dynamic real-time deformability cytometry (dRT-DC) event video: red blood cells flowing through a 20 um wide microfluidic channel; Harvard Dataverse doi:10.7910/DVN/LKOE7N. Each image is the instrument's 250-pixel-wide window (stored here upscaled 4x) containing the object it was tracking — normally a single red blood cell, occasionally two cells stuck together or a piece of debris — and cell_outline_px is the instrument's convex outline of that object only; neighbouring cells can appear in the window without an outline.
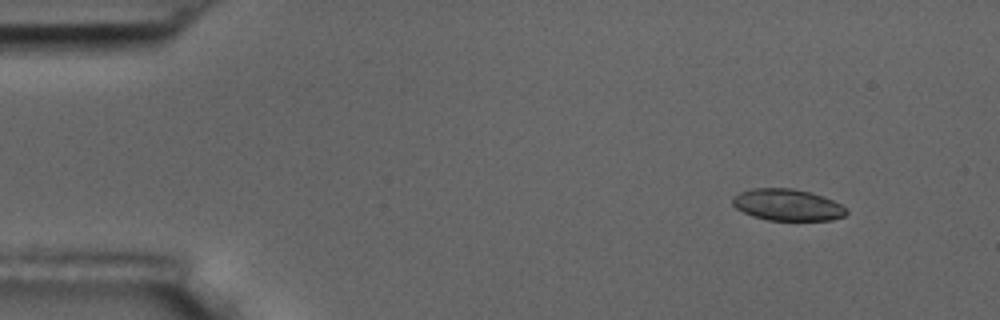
{"species": "common noctule bat (a hibernating species)", "species_latin": "Nyctalus noctula", "temperature_condition": "room temperature", "stored_images_in_passage": 5, "camera_frame_rate_fps": 3000, "um_per_image_px": 0.085, "animal": {"sex": "male", "body_mass_g": 17.5, "forearm_length_mm": 52.3}, "frame": {"image": 1, "passage_image": 2, "time_ms": 1.333, "image_size_px": [1000, 320], "cell_outline_px": [[848, 212], [844, 216], [832, 220], [768, 220], [752, 216], [736, 208], [732, 204], [732, 196], [740, 192], [752, 188], [792, 188], [824, 196], [848, 208]], "centroid_in_image_um": [66.93, 17.41], "position_along_channel_um": 18.1, "area_um2": 21.04}}
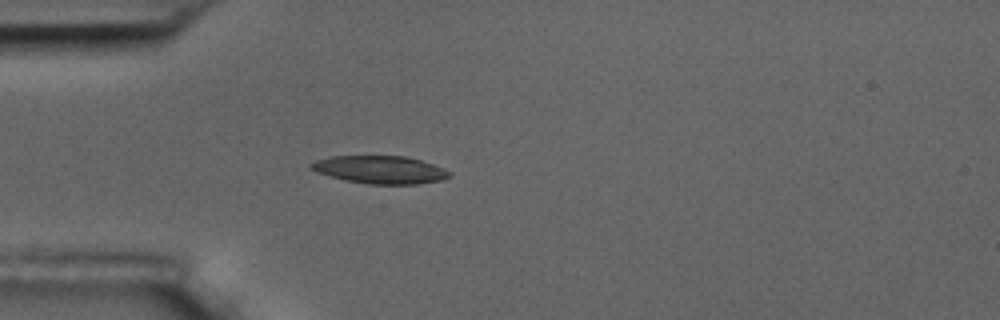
{"frame": {"image": 2, "passage_image": 5, "time_ms": 4.667, "image_size_px": [1000, 320], "cell_outline_px": [[452, 176], [444, 180], [416, 184], [368, 184], [344, 180], [316, 172], [308, 168], [308, 164], [316, 160], [332, 156], [404, 156], [420, 160], [444, 168], [452, 172]], "centroid_in_image_um": [32.31, 14.43], "position_along_channel_um": 52.7, "area_um2": 22.6}}